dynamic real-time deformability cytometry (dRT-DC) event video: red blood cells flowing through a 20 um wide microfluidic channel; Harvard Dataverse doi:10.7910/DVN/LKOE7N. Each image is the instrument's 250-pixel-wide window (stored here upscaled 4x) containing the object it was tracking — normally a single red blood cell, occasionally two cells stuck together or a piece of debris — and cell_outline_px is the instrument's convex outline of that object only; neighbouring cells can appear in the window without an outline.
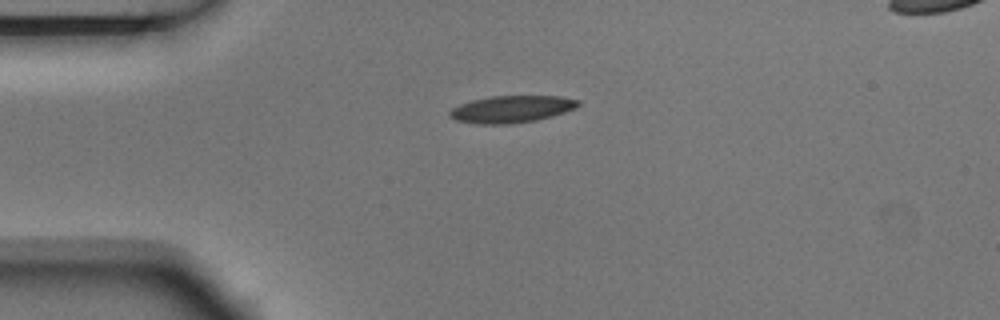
{"species": "Egyptian fruit bat (a non-hibernating species)", "species_latin": "Rousettus aegyptiacus", "temperature_condition": "room temperature", "stored_images_in_passage": 5, "camera_frame_rate_fps": 3000, "um_per_image_px": 0.085, "animal": {"sex": "male"}, "frame": {"image": 1, "passage_image": 1, "time_ms": 0.0, "image_size_px": [1000, 320], "cell_outline_px": [[580, 104], [576, 108], [552, 116], [536, 120], [508, 124], [476, 124], [456, 120], [448, 112], [452, 108], [460, 104], [472, 100], [492, 96], [560, 96], [580, 100]], "centroid_in_image_um": [43.5, 9.27], "position_along_channel_um": 41.5, "area_um2": 20.17}}
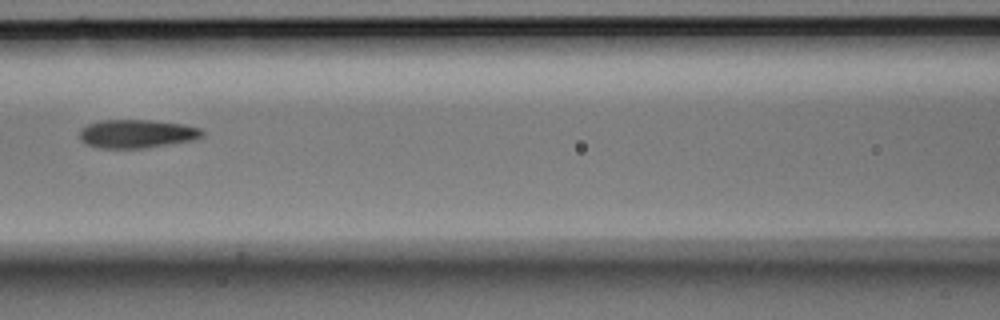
{"frame": {"image": 2, "passage_image": 4, "time_ms": 1.0, "image_size_px": [1000, 320], "cell_outline_px": [[204, 136], [192, 140], [148, 148], [96, 148], [84, 144], [80, 140], [80, 128], [88, 124], [100, 120], [148, 120], [180, 124], [200, 128], [204, 132]], "centroid_in_image_um": [11.58, 11.38], "position_along_channel_um": 155.0, "area_um2": 20.46}}
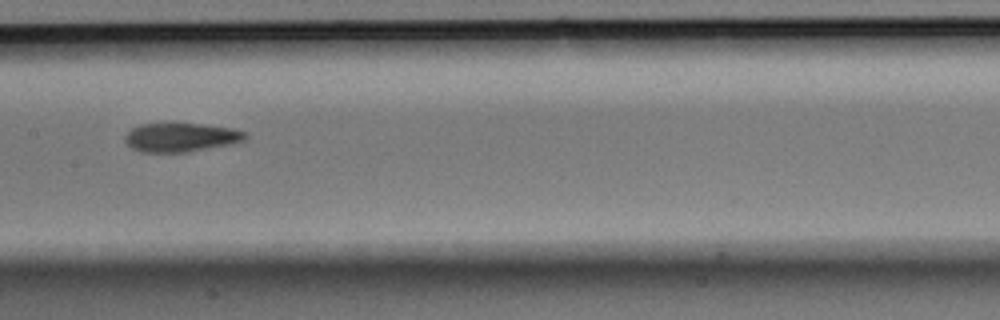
{"frame": {"image": 3, "passage_image": 5, "time_ms": 1.333, "image_size_px": [1000, 320], "cell_outline_px": [[248, 136], [244, 140], [232, 144], [184, 152], [140, 152], [132, 148], [124, 140], [124, 136], [132, 128], [140, 124], [200, 124], [232, 128], [244, 132]], "centroid_in_image_um": [15.36, 11.68], "position_along_channel_um": 192.0, "area_um2": 20.0}}